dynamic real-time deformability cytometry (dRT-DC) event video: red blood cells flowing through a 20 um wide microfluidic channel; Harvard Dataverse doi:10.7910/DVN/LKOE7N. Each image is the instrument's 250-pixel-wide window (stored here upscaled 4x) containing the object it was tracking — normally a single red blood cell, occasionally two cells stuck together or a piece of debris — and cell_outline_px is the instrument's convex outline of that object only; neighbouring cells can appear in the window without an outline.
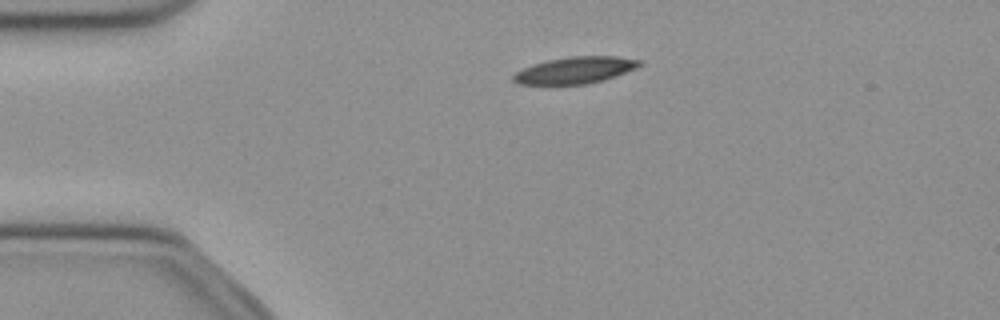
{"species": "common noctule bat (a hibernating species)", "species_latin": "Nyctalus noctula", "temperature_condition": "cold", "stored_images_in_passage": 47, "camera_frame_rate_fps": 3000, "um_per_image_px": 0.085, "animal": {"sex": "female", "body_mass_g": 21.9}, "frame": {"image": 1, "passage_image": 7, "time_ms": 2.0, "image_size_px": [1000, 320], "cell_outline_px": [[644, 64], [636, 68], [616, 76], [588, 84], [520, 84], [512, 80], [512, 76], [516, 72], [532, 64], [548, 60], [568, 56], [616, 56], [640, 60]], "centroid_in_image_um": [48.9, 5.96], "position_along_channel_um": 36.1, "area_um2": 19.59}}
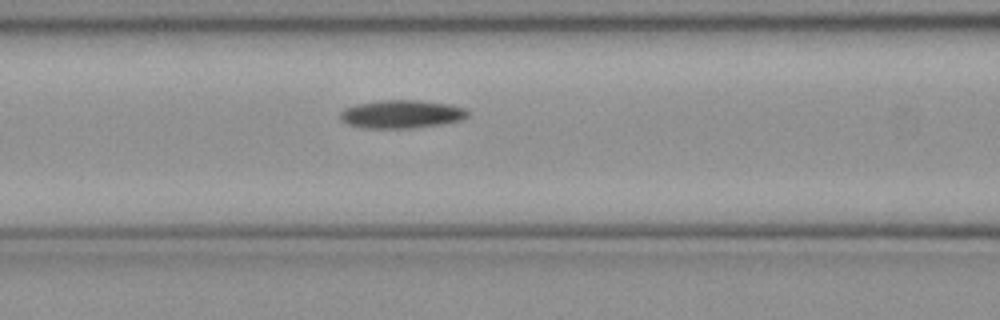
{"frame": {"image": 2, "passage_image": 17, "time_ms": 5.333, "image_size_px": [1000, 320], "cell_outline_px": [[468, 116], [460, 120], [440, 124], [412, 128], [364, 128], [348, 124], [340, 120], [340, 112], [344, 108], [356, 104], [380, 100], [420, 100], [448, 104], [464, 108], [468, 112]], "centroid_in_image_um": [34.09, 9.7], "position_along_channel_um": 132.5, "area_um2": 20.92}}
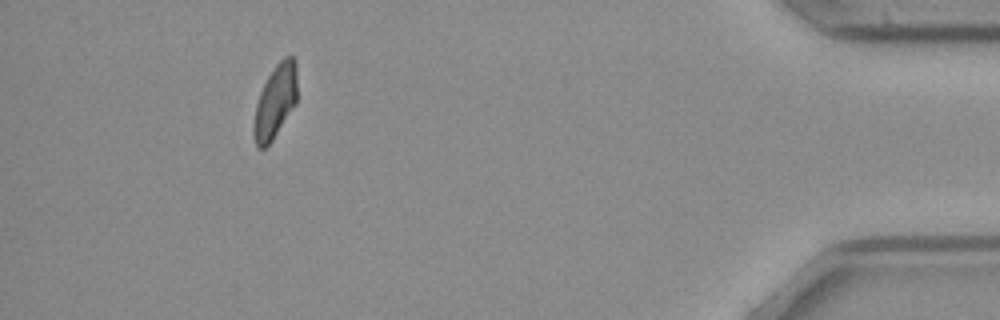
{"frame": {"image": 3, "passage_image": 43, "time_ms": 14.0, "image_size_px": [1000, 320], "cell_outline_px": [[296, 104], [272, 140], [264, 148], [256, 148], [252, 132], [252, 124], [256, 104], [260, 92], [268, 76], [276, 64], [284, 56], [292, 56], [296, 64]], "centroid_in_image_um": [23.37, 8.66], "position_along_channel_um": 411.8, "area_um2": 18.61}, "authors_computed_cell_mechanics": {"area_um2": 20.0566, "velocity_mm_per_s": 3.9622, "shape_relaxation_time_tau1_ms": 5.8297, "shape_relaxation_time_tau2_ms": null, "deformation_change_tau1": 0.1436, "deformation_change_tau2": null}}